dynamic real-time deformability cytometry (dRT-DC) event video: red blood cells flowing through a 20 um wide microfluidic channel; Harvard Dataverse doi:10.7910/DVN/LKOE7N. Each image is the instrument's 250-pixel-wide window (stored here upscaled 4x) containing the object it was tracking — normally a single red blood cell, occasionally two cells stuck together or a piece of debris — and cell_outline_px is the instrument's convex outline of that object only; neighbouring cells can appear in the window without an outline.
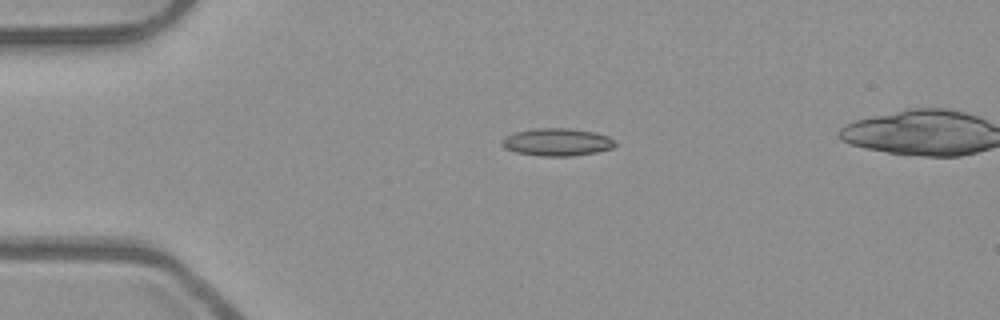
{"species": "common noctule bat (a hibernating species)", "species_latin": "Nyctalus noctula", "temperature_condition": "room temperature", "stored_images_in_passage": 4, "camera_frame_rate_fps": 3000, "um_per_image_px": 0.085, "animal": {"sex": "male", "body_mass_g": 23.1, "forearm_length_mm": 52.7}, "frame": {"image": 1, "passage_image": 2, "time_ms": 0.333, "image_size_px": [1000, 320], "cell_outline_px": [[616, 144], [612, 148], [596, 152], [572, 156], [540, 156], [516, 152], [504, 148], [500, 144], [500, 140], [504, 136], [516, 132], [536, 128], [568, 128], [596, 132], [608, 136], [616, 140]], "centroid_in_image_um": [47.34, 12.07], "position_along_channel_um": 37.7, "area_um2": 18.38}}